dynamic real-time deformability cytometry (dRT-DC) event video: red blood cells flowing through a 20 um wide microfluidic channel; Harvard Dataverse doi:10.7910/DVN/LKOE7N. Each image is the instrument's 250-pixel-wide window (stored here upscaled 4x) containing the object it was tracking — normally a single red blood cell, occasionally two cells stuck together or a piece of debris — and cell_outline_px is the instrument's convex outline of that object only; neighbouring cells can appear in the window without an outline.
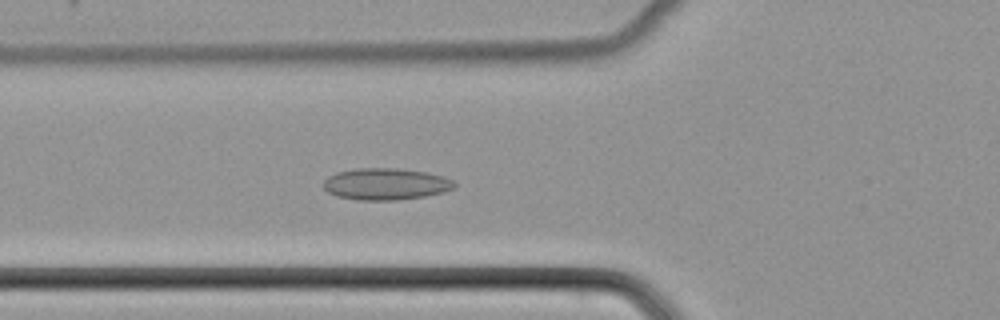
{"species": "common noctule bat (a hibernating species)", "species_latin": "Nyctalus noctula", "temperature_condition": "cold", "stored_images_in_passage": 51, "camera_frame_rate_fps": 3000, "um_per_image_px": 0.085, "animal": {"sex": "female", "body_mass_g": 22.7, "forearm_length_mm": 54.2}, "frame": {"image": 1, "passage_image": 19, "time_ms": 6.0, "image_size_px": [1000, 320], "cell_outline_px": [[456, 184], [452, 188], [444, 192], [424, 196], [396, 200], [360, 200], [336, 196], [328, 192], [324, 188], [324, 180], [328, 176], [336, 172], [356, 168], [396, 168], [424, 172], [444, 176], [452, 180]], "centroid_in_image_um": [32.76, 15.64], "position_along_channel_um": 93.0, "area_um2": 24.1}}
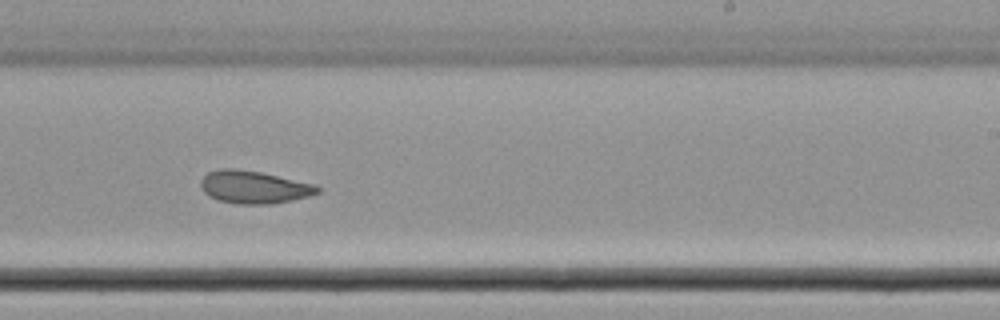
{"frame": {"image": 2, "passage_image": 32, "time_ms": 10.333, "image_size_px": [1000, 320], "cell_outline_px": [[320, 192], [308, 196], [292, 200], [272, 204], [240, 204], [220, 200], [208, 196], [204, 192], [200, 184], [200, 180], [208, 172], [220, 168], [236, 168], [260, 172], [316, 184], [320, 188]], "centroid_in_image_um": [21.58, 15.9], "position_along_channel_um": 267.4, "area_um2": 22.25}}
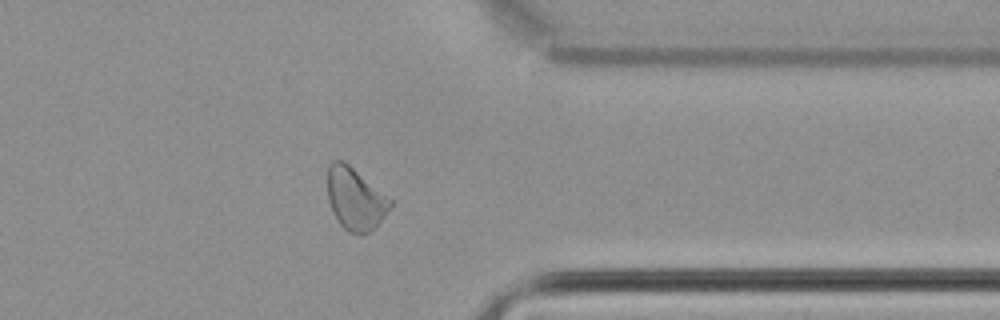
{"frame": {"image": 3, "passage_image": 41, "time_ms": 13.333, "image_size_px": [1000, 320], "cell_outline_px": [[392, 204], [384, 216], [368, 232], [360, 236], [348, 232], [340, 224], [332, 212], [328, 200], [328, 164], [332, 160], [344, 160], [392, 200]], "centroid_in_image_um": [30.16, 16.89], "position_along_channel_um": 381.2, "area_um2": 22.6}}